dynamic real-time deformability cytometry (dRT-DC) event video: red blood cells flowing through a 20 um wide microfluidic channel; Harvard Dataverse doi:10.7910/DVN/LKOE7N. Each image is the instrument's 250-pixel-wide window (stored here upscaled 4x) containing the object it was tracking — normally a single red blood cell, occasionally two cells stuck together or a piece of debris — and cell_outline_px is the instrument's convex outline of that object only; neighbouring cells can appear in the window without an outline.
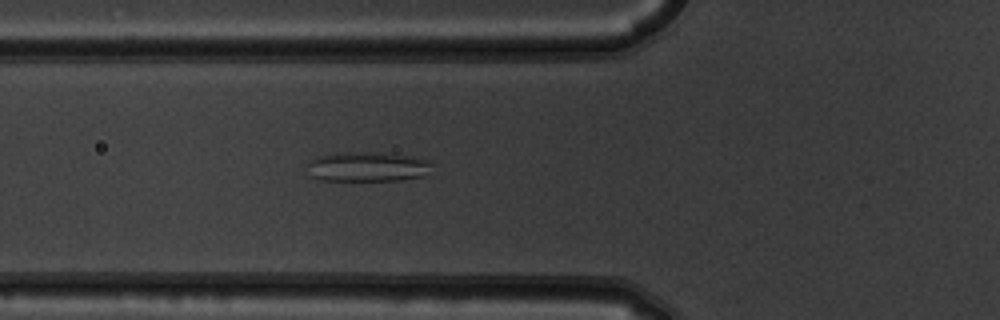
{"species": "common noctule bat (a hibernating species)", "species_latin": "Nyctalus noctula", "temperature_condition": "warm", "stored_images_in_passage": 5, "camera_frame_rate_fps": 3000, "um_per_image_px": 0.085, "animal": {"sex": "male", "body_mass_g": 19.5, "forearm_length_mm": 54.6}, "frame": {"image": 1, "passage_image": 5, "time_ms": 1.333, "image_size_px": [1000, 320], "cell_outline_px": [[432, 164], [424, 176], [400, 180], [320, 180], [312, 176], [308, 164], [308, 160], [320, 156], [340, 152], [364, 152], [412, 156], [428, 160]], "centroid_in_image_um": [31.23, 14.17], "position_along_channel_um": 94.6, "area_um2": 21.27}}